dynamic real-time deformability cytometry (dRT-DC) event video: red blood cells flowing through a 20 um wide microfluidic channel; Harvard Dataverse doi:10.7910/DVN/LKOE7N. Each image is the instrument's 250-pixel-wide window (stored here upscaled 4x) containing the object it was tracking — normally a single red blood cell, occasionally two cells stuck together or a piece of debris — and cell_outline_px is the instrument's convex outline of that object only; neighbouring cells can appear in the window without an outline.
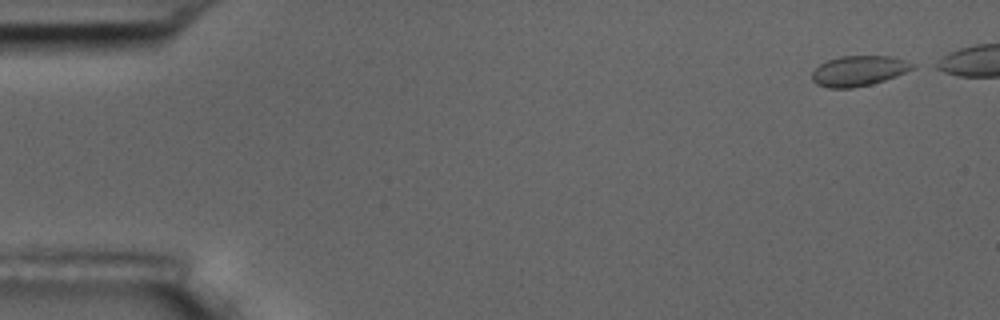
{"species": "common noctule bat (a hibernating species)", "species_latin": "Nyctalus noctula", "temperature_condition": "room temperature", "stored_images_in_passage": 6, "camera_frame_rate_fps": 3000, "um_per_image_px": 0.085, "animal": {"sex": "male", "body_mass_g": 17.5, "forearm_length_mm": 52.3}, "frame": {"image": 1, "passage_image": 1, "time_ms": 0.0, "image_size_px": [1000, 320], "cell_outline_px": [[916, 68], [896, 76], [872, 84], [852, 88], [828, 88], [816, 84], [812, 80], [812, 72], [820, 64], [828, 60], [840, 56], [896, 56], [916, 64]], "centroid_in_image_um": [73.03, 6.02], "position_along_channel_um": 12.0, "area_um2": 17.92}}